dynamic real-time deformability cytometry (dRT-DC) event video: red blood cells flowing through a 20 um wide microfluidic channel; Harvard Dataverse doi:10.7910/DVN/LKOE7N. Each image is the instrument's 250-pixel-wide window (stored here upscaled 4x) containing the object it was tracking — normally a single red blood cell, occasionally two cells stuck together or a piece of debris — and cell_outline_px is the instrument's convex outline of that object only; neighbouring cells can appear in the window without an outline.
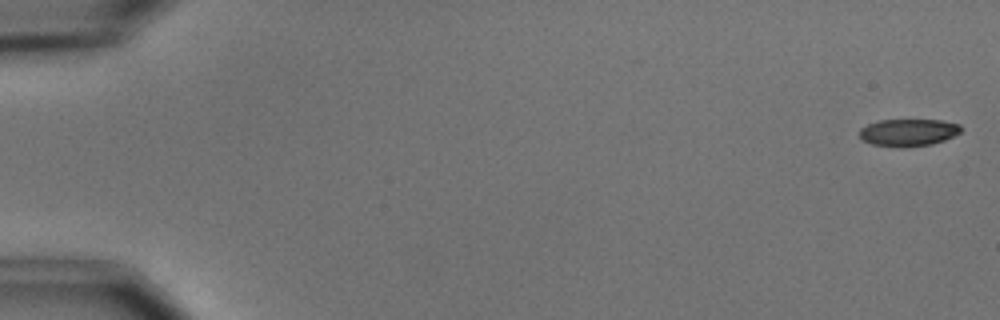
{"species": "common noctule bat (a hibernating species)", "species_latin": "Nyctalus noctula", "temperature_condition": "cold", "stored_images_in_passage": 8, "camera_frame_rate_fps": 3000, "um_per_image_px": 0.085, "animal": {"sex": "male", "body_mass_g": 15.6}, "frame": {"image": 1, "passage_image": 1, "time_ms": 0.0, "image_size_px": [1000, 320], "cell_outline_px": [[960, 132], [944, 140], [932, 144], [900, 148], [872, 144], [864, 140], [860, 136], [860, 128], [868, 124], [880, 120], [940, 120], [960, 124]], "centroid_in_image_um": [77.19, 11.26], "position_along_channel_um": 7.8, "area_um2": 16.01}}
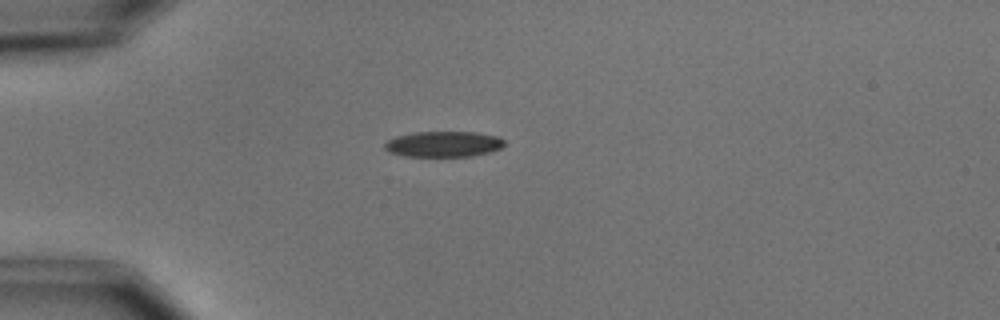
{"frame": {"image": 2, "passage_image": 5, "time_ms": 4.667, "image_size_px": [1000, 320], "cell_outline_px": [[504, 144], [500, 148], [488, 152], [472, 156], [404, 156], [388, 152], [384, 148], [384, 144], [388, 140], [396, 136], [416, 132], [476, 132], [500, 136], [504, 140]], "centroid_in_image_um": [37.69, 12.24], "position_along_channel_um": 47.3, "area_um2": 17.92}}
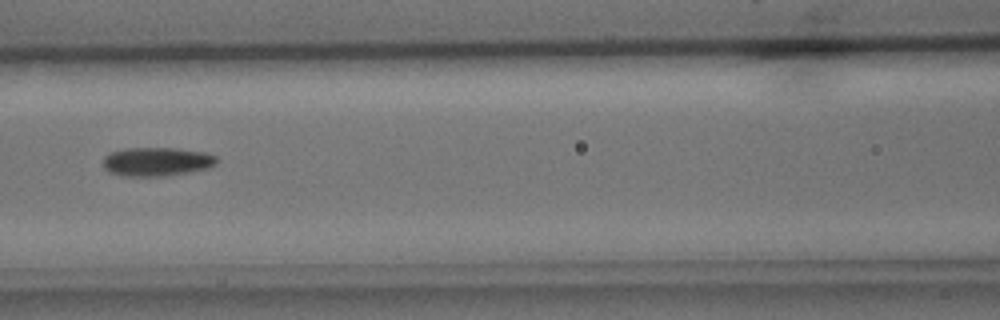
{"frame": {"image": 3, "passage_image": 8, "time_ms": 8.0, "image_size_px": [1000, 320], "cell_outline_px": [[216, 164], [208, 168], [188, 172], [160, 176], [124, 176], [108, 172], [104, 168], [104, 156], [108, 152], [128, 148], [176, 148], [204, 152], [216, 156]], "centroid_in_image_um": [13.29, 13.73], "position_along_channel_um": 153.3, "area_um2": 19.02}}